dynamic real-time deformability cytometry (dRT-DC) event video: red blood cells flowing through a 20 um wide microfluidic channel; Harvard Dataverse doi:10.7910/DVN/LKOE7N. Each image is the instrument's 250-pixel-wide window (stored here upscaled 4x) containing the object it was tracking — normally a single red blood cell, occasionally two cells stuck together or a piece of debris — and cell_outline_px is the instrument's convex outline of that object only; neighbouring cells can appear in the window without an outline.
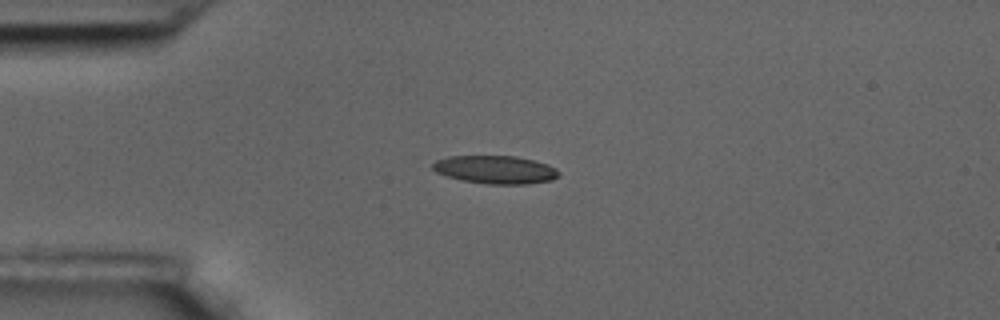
{"species": "common noctule bat (a hibernating species)", "species_latin": "Nyctalus noctula", "temperature_condition": "room temperature", "stored_images_in_passage": 5, "camera_frame_rate_fps": 3000, "um_per_image_px": 0.085, "animal": {"sex": "male", "body_mass_g": 17.5, "forearm_length_mm": 52.3}, "frame": {"image": 1, "passage_image": 4, "time_ms": 1.0, "image_size_px": [1000, 320], "cell_outline_px": [[560, 176], [552, 180], [528, 184], [488, 184], [460, 180], [436, 172], [432, 168], [432, 164], [436, 160], [448, 156], [516, 156], [548, 164], [556, 168], [560, 172]], "centroid_in_image_um": [42.13, 14.42], "position_along_channel_um": 42.9, "area_um2": 20.75}}